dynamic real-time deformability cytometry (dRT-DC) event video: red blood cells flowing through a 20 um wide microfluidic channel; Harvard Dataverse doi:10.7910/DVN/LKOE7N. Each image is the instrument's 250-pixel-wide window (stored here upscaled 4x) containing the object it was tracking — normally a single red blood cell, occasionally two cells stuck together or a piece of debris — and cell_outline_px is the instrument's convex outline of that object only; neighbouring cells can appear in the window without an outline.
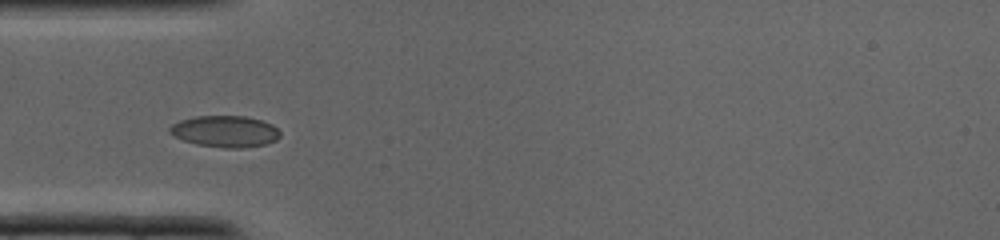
{"species": "common noctule bat (a hibernating species)", "species_latin": "Nyctalus noctula", "temperature_condition": "cold", "stored_images_in_passage": 30, "camera_frame_rate_fps": 3000, "um_per_image_px": 0.085, "animal": {"sex": "male", "body_mass_g": 19.0, "forearm_length_mm": 50.8}, "frame": {"image": 1, "passage_image": 8, "time_ms": 2.333, "image_size_px": [1000, 240], "cell_outline_px": [[280, 136], [276, 140], [268, 144], [240, 148], [224, 148], [196, 144], [172, 136], [168, 132], [168, 128], [172, 124], [180, 120], [196, 116], [244, 116], [260, 120], [272, 124], [280, 132]], "centroid_in_image_um": [19.11, 11.17], "position_along_channel_um": 65.9, "area_um2": 20.35}}
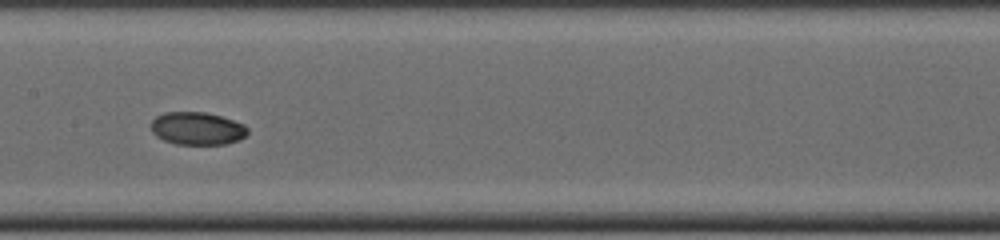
{"frame": {"image": 2, "passage_image": 15, "time_ms": 4.667, "image_size_px": [1000, 240], "cell_outline_px": [[248, 132], [240, 140], [224, 144], [176, 144], [164, 140], [156, 136], [152, 132], [152, 120], [156, 116], [164, 112], [204, 112], [220, 116], [244, 124], [248, 128]], "centroid_in_image_um": [16.76, 10.92], "position_along_channel_um": 190.6, "area_um2": 18.38}}
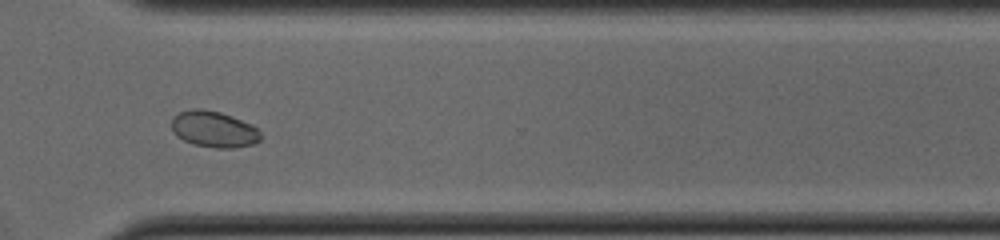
{"frame": {"image": 3, "passage_image": 24, "time_ms": 7.667, "image_size_px": [1000, 240], "cell_outline_px": [[260, 140], [256, 144], [232, 148], [216, 148], [196, 144], [184, 140], [172, 128], [172, 120], [180, 112], [192, 108], [200, 108], [220, 112], [232, 116], [252, 124], [260, 128]], "centroid_in_image_um": [18.26, 10.98], "position_along_channel_um": 352.3, "area_um2": 18.67}}